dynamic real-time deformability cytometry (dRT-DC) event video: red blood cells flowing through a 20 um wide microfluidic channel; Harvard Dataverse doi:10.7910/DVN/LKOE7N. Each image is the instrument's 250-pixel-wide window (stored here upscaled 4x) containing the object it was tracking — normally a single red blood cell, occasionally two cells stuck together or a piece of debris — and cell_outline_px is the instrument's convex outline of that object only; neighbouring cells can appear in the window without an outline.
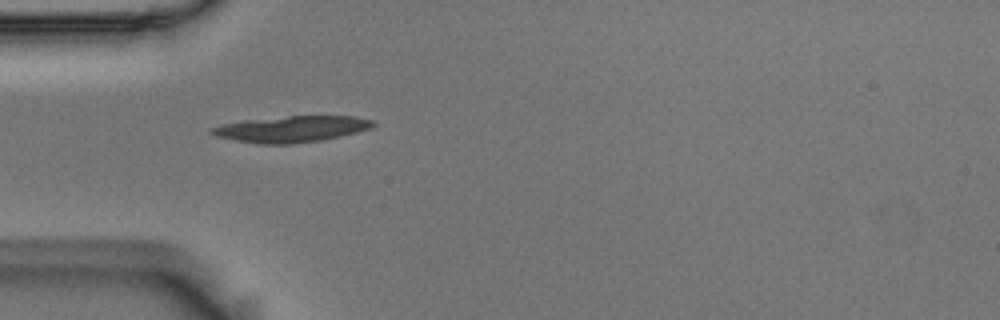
{"species": "Egyptian fruit bat (a non-hibernating species)", "species_latin": "Rousettus aegyptiacus", "temperature_condition": "room temperature", "stored_images_in_passage": 39, "camera_frame_rate_fps": 3000, "um_per_image_px": 0.085, "animal": {"sex": "male"}, "frame": {"image": 1, "passage_image": 1, "time_ms": 0.0, "image_size_px": [1000, 320], "cell_outline_px": [[376, 124], [372, 128], [340, 136], [320, 140], [292, 144], [260, 144], [236, 140], [216, 136], [208, 132], [208, 128], [224, 124], [244, 120], [288, 116], [356, 116], [372, 120]], "centroid_in_image_um": [24.76, 10.96], "position_along_channel_um": 60.2, "area_um2": 24.57}}
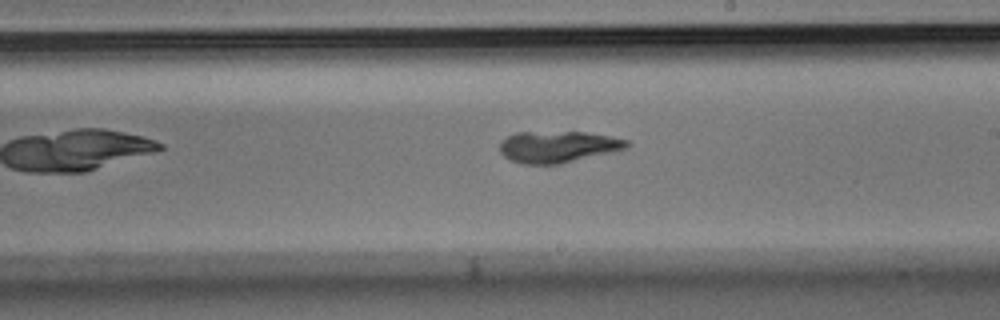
{"frame": {"image": 2, "passage_image": 16, "time_ms": 5.0, "image_size_px": [1000, 320], "cell_outline_px": [[628, 148], [612, 152], [560, 164], [520, 164], [504, 156], [500, 152], [500, 140], [516, 132], [584, 132], [612, 136], [628, 140]], "centroid_in_image_um": [47.41, 12.47], "position_along_channel_um": 241.6, "area_um2": 23.41}}
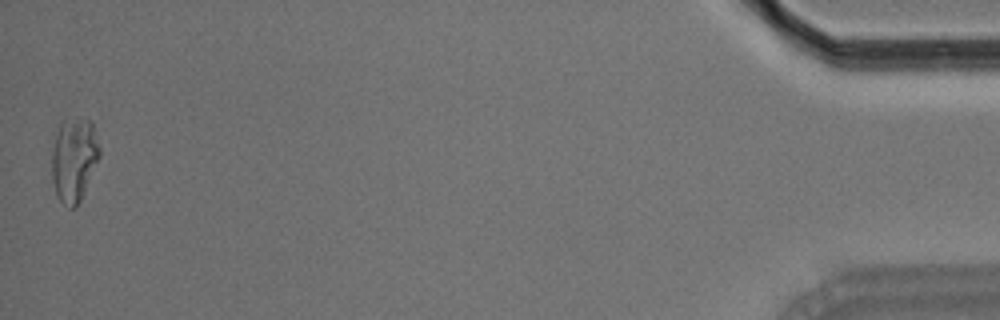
{"frame": {"image": 3, "passage_image": 39, "time_ms": 12.667, "image_size_px": [1000, 320], "cell_outline_px": [[100, 156], [80, 200], [76, 208], [68, 208], [56, 196], [52, 180], [52, 152], [56, 136], [60, 124], [80, 120], [92, 120], [100, 148]], "centroid_in_image_um": [6.3, 13.62], "position_along_channel_um": 428.9, "area_um2": 22.89}, "authors_computed_cell_mechanics": {"area_um2": 23.2934, "velocity_mm_per_s": 3.6575, "shape_relaxation_time_tau1_ms": 7.5088, "shape_relaxation_time_tau2_ms": 4.7716, "deformation_change_tau1": 0.227, "deformation_change_tau2": 0.1423}}